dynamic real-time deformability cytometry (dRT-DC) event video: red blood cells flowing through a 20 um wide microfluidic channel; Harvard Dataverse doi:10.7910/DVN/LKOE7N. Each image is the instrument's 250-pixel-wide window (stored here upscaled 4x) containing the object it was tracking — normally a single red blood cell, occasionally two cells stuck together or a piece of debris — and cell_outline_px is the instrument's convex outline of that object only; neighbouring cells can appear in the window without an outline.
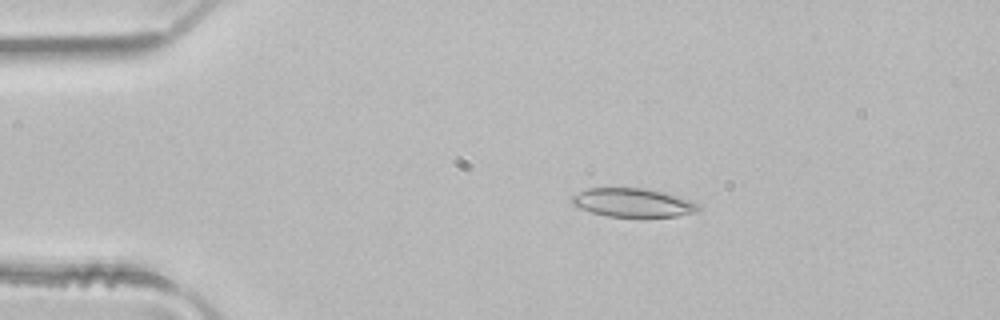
{"species": "common noctule bat (a hibernating species)", "species_latin": "Nyctalus noctula", "temperature_condition": "room temperature", "stored_images_in_passage": 47, "camera_frame_rate_fps": 3000, "um_per_image_px": 0.085, "animal": {"sex": "male", "body_mass_g": 21.5, "forearm_length_mm": 52.0}, "frame": {"image": 1, "passage_image": 7, "time_ms": 2.0, "image_size_px": [1000, 320], "cell_outline_px": [[704, 208], [700, 212], [676, 216], [608, 216], [592, 212], [580, 208], [572, 204], [572, 196], [588, 188], [644, 188], [664, 192], [700, 204]], "centroid_in_image_um": [53.86, 17.22], "position_along_channel_um": 31.1, "area_um2": 20.98}}
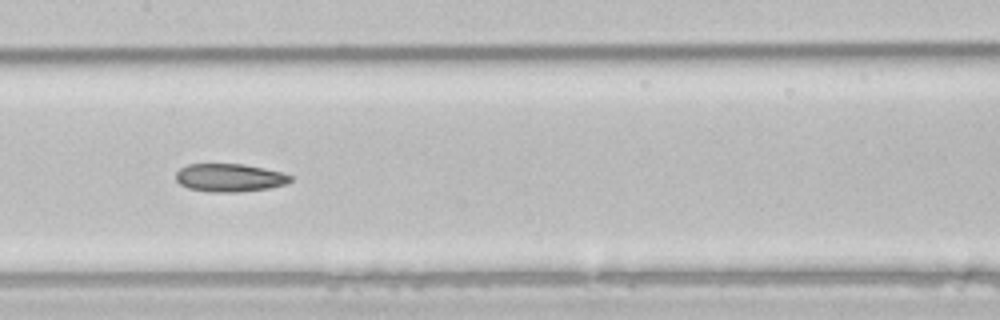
{"frame": {"image": 2, "passage_image": 22, "time_ms": 7.0, "image_size_px": [1000, 320], "cell_outline_px": [[292, 180], [288, 184], [268, 188], [236, 192], [212, 192], [188, 188], [180, 184], [176, 180], [176, 172], [180, 168], [188, 164], [244, 164], [264, 168], [280, 172], [292, 176]], "centroid_in_image_um": [19.51, 15.1], "position_along_channel_um": 187.9, "area_um2": 18.73}}
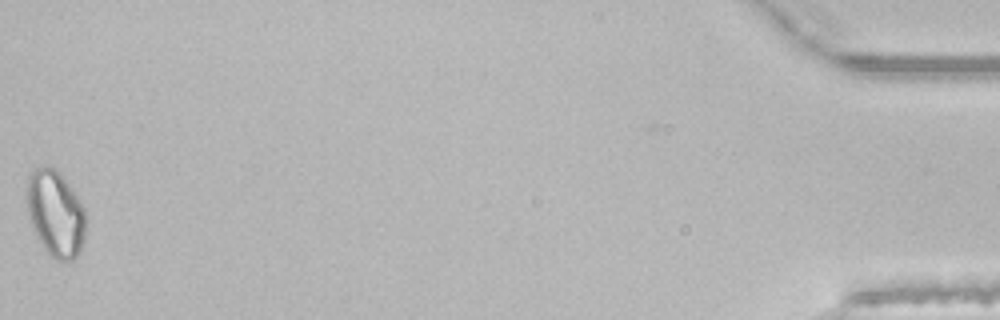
{"frame": {"image": 3, "passage_image": 47, "time_ms": 15.333, "image_size_px": [1000, 320], "cell_outline_px": [[84, 240], [80, 252], [72, 260], [60, 260], [52, 256], [44, 248], [36, 236], [28, 216], [28, 176], [36, 168], [52, 168], [68, 184], [84, 208]], "centroid_in_image_um": [4.72, 18.2], "position_along_channel_um": 430.5, "area_um2": 28.61}, "authors_computed_cell_mechanics": {"area_um2": 20.5768, "velocity_mm_per_s": 4.1097, "shape_relaxation_time_tau1_ms": 5.0544, "shape_relaxation_time_tau2_ms": 5.512, "deformation_change_tau1": 0.1388, "deformation_change_tau2": 0.134}}